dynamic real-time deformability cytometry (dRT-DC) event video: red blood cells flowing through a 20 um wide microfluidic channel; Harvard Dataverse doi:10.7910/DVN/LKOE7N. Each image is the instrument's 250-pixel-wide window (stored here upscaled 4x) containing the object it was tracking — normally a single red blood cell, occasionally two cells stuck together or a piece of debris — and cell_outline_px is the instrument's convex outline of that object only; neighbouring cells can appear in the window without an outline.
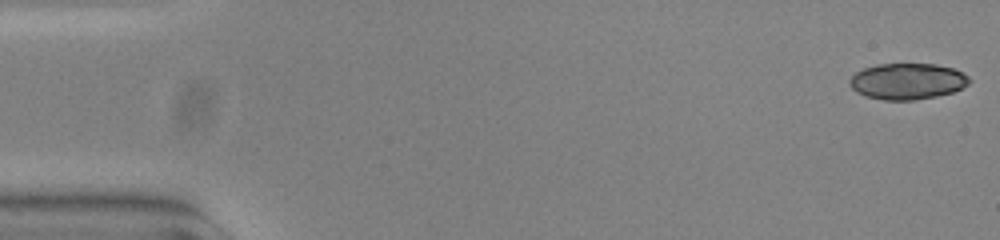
{"species": "common noctule bat (a hibernating species)", "species_latin": "Nyctalus noctula", "temperature_condition": "warm", "stored_images_in_passage": 53, "camera_frame_rate_fps": 3000, "um_per_image_px": 0.085, "animal": {"sex": "female", "body_mass_g": 23.0, "forearm_length_mm": 53.4}, "frame": {"image": 1, "passage_image": 1, "time_ms": 0.0, "image_size_px": [1000, 240], "cell_outline_px": [[972, 80], [968, 84], [952, 92], [936, 96], [912, 100], [884, 100], [864, 96], [856, 92], [852, 88], [848, 80], [856, 72], [864, 68], [876, 64], [936, 64], [952, 68], [968, 76]], "centroid_in_image_um": [77.1, 6.91], "position_along_channel_um": 7.9, "area_um2": 25.14}}
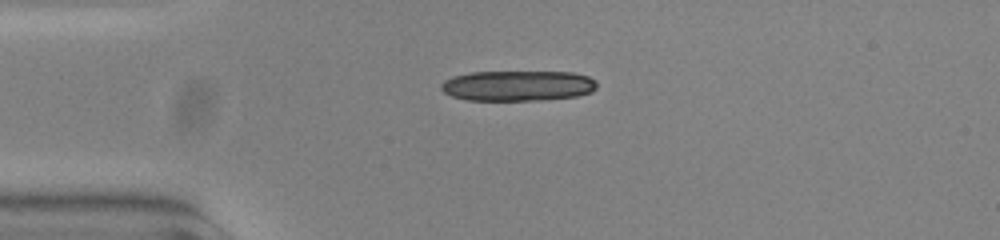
{"frame": {"image": 2, "passage_image": 13, "time_ms": 4.0, "image_size_px": [1000, 240], "cell_outline_px": [[596, 88], [592, 92], [576, 96], [540, 100], [468, 100], [452, 96], [444, 92], [440, 88], [440, 84], [444, 80], [452, 76], [472, 72], [572, 72], [588, 76], [596, 80]], "centroid_in_image_um": [44.0, 7.28], "position_along_channel_um": 41.0, "area_um2": 27.69}}
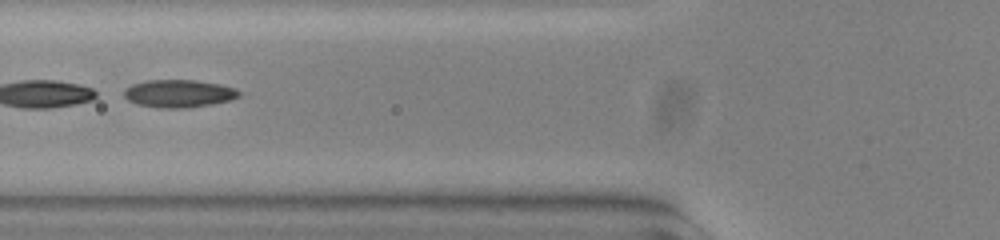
{"frame": {"image": 3, "passage_image": 21, "time_ms": 6.667, "image_size_px": [1000, 240], "cell_outline_px": [[240, 96], [232, 100], [188, 108], [164, 108], [136, 104], [128, 100], [124, 96], [124, 88], [132, 84], [148, 80], [196, 80], [220, 84], [236, 88], [240, 92]], "centroid_in_image_um": [15.21, 7.95], "position_along_channel_um": 110.6, "area_um2": 18.67}, "authors_computed_cell_mechanics": {"area_um2": 25.6632, "velocity_mm_per_s": 3.7944, "shape_relaxation_time_tau1_ms": 6.9129, "shape_relaxation_time_tau2_ms": 1.4884, "deformation_change_tau1": 0.2225, "deformation_change_tau2": 0.0754}}